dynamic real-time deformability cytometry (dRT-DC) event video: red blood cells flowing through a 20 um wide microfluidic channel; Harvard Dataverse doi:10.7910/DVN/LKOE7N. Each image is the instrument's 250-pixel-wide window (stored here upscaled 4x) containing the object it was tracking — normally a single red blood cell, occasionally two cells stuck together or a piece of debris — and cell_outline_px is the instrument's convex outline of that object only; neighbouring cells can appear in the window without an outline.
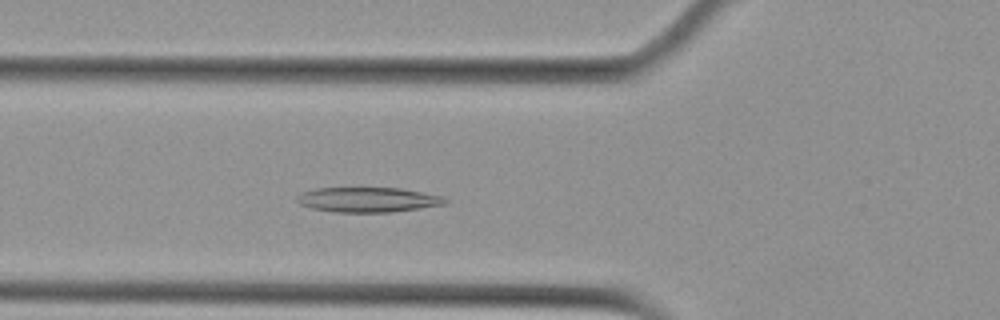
{"species": "Egyptian fruit bat (a non-hibernating species)", "species_latin": "Rousettus aegyptiacus", "temperature_condition": "cold", "stored_images_in_passage": 4, "camera_frame_rate_fps": 3000, "um_per_image_px": 0.085, "animal": {"sex": "female"}, "frame": {"image": 1, "passage_image": 4, "time_ms": 1.0, "image_size_px": [1000, 320], "cell_outline_px": [[448, 204], [392, 212], [332, 212], [312, 208], [300, 204], [296, 200], [296, 196], [304, 192], [316, 188], [400, 188], [440, 196], [448, 200]], "centroid_in_image_um": [31.26, 16.98], "position_along_channel_um": 94.5, "area_um2": 21.39}}